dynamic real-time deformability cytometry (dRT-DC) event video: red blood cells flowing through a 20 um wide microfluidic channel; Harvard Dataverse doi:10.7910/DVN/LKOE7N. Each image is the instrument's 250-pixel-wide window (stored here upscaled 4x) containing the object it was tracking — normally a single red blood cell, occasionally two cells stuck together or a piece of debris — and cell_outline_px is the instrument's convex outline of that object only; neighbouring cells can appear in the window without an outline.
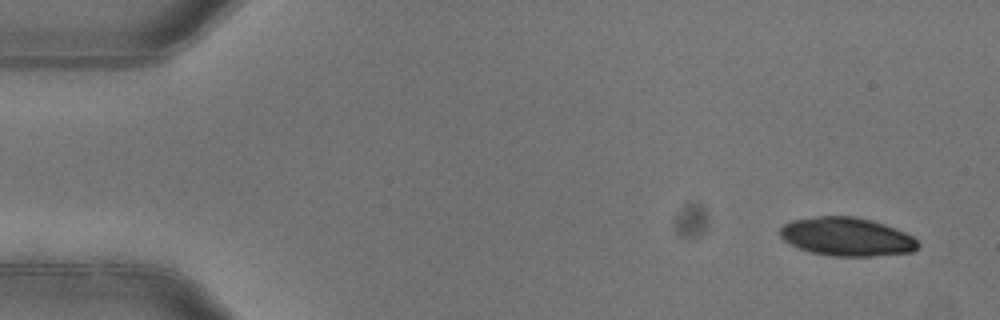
{"species": "common noctule bat (a hibernating species)", "species_latin": "Nyctalus noctula", "temperature_condition": "warm", "stored_images_in_passage": 4, "camera_frame_rate_fps": 3000, "um_per_image_px": 0.085, "animal": {"sex": "female"}, "frame": {"image": 1, "passage_image": 1, "time_ms": 0.0, "image_size_px": [1000, 320], "cell_outline_px": [[920, 244], [912, 252], [872, 256], [832, 256], [808, 252], [784, 240], [780, 236], [780, 228], [784, 224], [792, 220], [820, 216], [852, 216], [872, 220], [884, 224], [904, 232], [912, 236]], "centroid_in_image_um": [71.97, 20.12], "position_along_channel_um": 13.0, "area_um2": 30.81}}
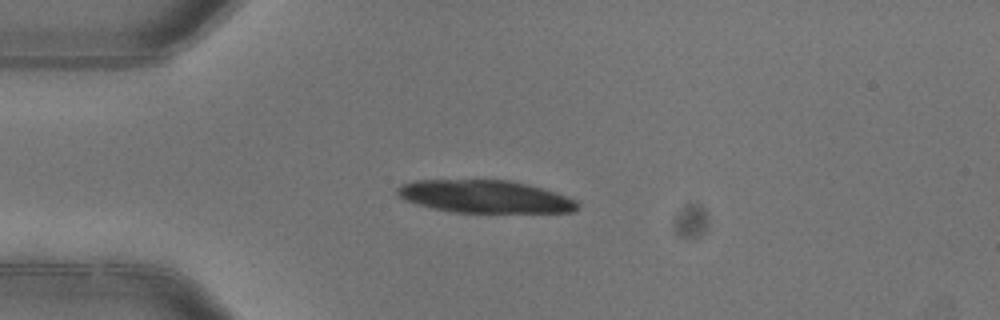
{"frame": {"image": 2, "passage_image": 4, "time_ms": 1.0, "image_size_px": [1000, 320], "cell_outline_px": [[576, 208], [572, 212], [452, 212], [432, 208], [408, 200], [400, 196], [396, 192], [396, 188], [400, 184], [412, 180], [508, 180], [528, 184], [576, 200]], "centroid_in_image_um": [41.15, 16.7], "position_along_channel_um": 43.8, "area_um2": 33.76}}